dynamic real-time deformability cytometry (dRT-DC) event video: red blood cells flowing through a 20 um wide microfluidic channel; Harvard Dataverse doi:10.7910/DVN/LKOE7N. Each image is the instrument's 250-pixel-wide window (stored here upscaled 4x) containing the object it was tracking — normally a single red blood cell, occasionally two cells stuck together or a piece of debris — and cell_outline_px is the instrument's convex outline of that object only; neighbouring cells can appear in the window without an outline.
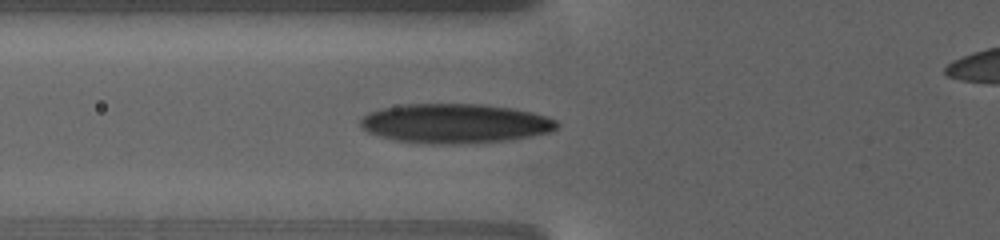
{"species": "human", "species_latin": "Homo sapiens", "temperature_condition": "warm", "stored_images_in_passage": 28, "camera_frame_rate_fps": 3000, "um_per_image_px": 0.085, "donor": {"sex": "female"}, "frame": {"image": 1, "passage_image": 2, "time_ms": 1.0, "image_size_px": [1000, 240], "cell_outline_px": [[560, 124], [552, 132], [532, 136], [508, 140], [456, 144], [432, 144], [396, 140], [380, 136], [368, 132], [360, 124], [360, 120], [368, 112], [384, 108], [408, 104], [484, 104], [512, 108], [532, 112], [556, 120]], "centroid_in_image_um": [38.71, 10.49], "position_along_channel_um": 87.1, "area_um2": 45.03}}
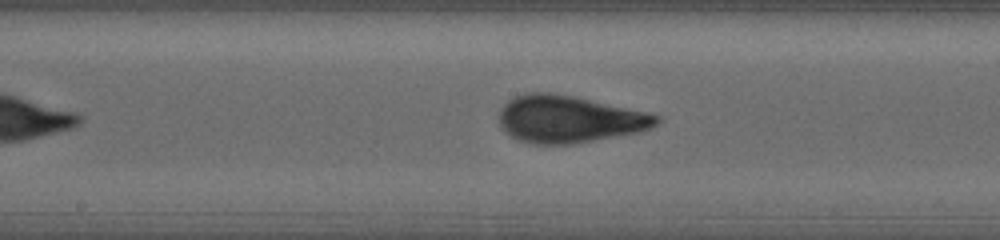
{"frame": {"image": 2, "passage_image": 7, "time_ms": 5.0, "image_size_px": [1000, 240], "cell_outline_px": [[660, 120], [656, 124], [640, 132], [572, 144], [532, 144], [516, 140], [504, 132], [500, 124], [500, 108], [508, 100], [516, 96], [528, 92], [548, 92], [572, 96], [644, 112], [660, 116]], "centroid_in_image_um": [48.3, 10.14], "position_along_channel_um": 199.9, "area_um2": 42.95}}
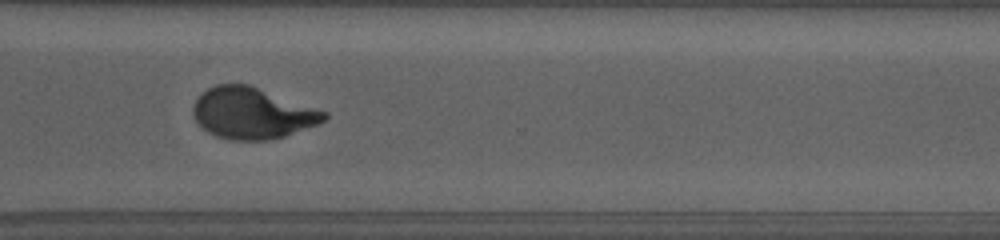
{"frame": {"image": 3, "passage_image": 16, "time_ms": 10.333, "image_size_px": [1000, 240], "cell_outline_px": [[328, 116], [324, 120], [316, 124], [284, 136], [268, 140], [228, 140], [216, 136], [208, 132], [196, 120], [192, 112], [192, 108], [196, 100], [208, 88], [216, 84], [248, 84], [328, 112]], "centroid_in_image_um": [21.43, 9.62], "position_along_channel_um": 349.2, "area_um2": 38.73}, "authors_computed_cell_mechanics": {"area_um2": 39.5352, "velocity_mm_per_s": 2.8113, "shape_relaxation_time_tau1_ms": 7.873, "shape_relaxation_time_tau2_ms": null, "deformation_change_tau1": 0.2602, "deformation_change_tau2": null}}